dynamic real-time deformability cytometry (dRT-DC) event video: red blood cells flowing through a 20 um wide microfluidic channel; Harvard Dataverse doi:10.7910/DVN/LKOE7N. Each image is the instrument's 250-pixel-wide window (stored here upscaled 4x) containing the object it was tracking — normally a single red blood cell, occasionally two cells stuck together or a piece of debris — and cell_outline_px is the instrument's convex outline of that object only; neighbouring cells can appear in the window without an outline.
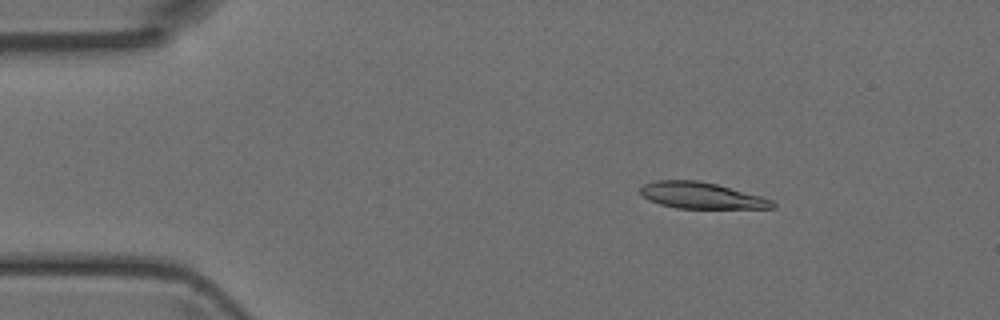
{"species": "Egyptian fruit bat (a non-hibernating species)", "species_latin": "Rousettus aegyptiacus", "temperature_condition": "room temperature", "stored_images_in_passage": 48, "camera_frame_rate_fps": 3000, "um_per_image_px": 0.085, "animal": {"sex": "female"}, "frame": {"image": 1, "passage_image": 7, "time_ms": 2.0, "image_size_px": [1000, 320], "cell_outline_px": [[776, 208], [676, 208], [660, 204], [648, 200], [640, 192], [640, 188], [644, 184], [656, 180], [696, 180], [716, 184], [760, 196], [772, 200], [776, 204]], "centroid_in_image_um": [59.6, 16.62], "position_along_channel_um": 25.4, "area_um2": 20.06}}
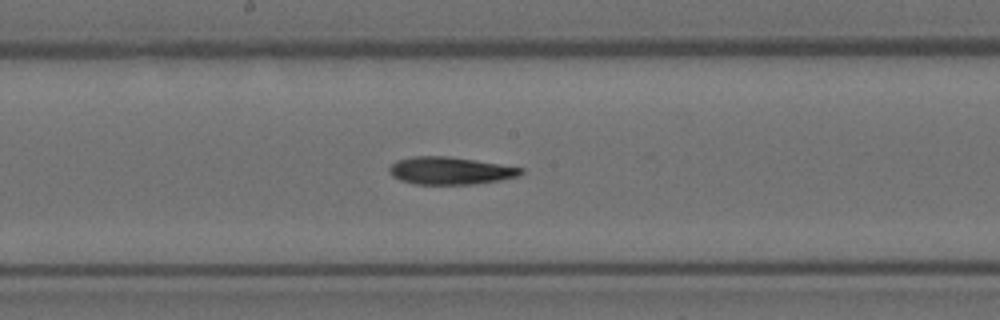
{"frame": {"image": 2, "passage_image": 25, "time_ms": 8.0, "image_size_px": [1000, 320], "cell_outline_px": [[524, 172], [520, 176], [500, 180], [472, 184], [416, 184], [400, 180], [392, 176], [388, 172], [388, 168], [396, 160], [412, 156], [448, 156], [500, 164], [524, 168]], "centroid_in_image_um": [38.26, 14.5], "position_along_channel_um": 209.9, "area_um2": 21.15}}
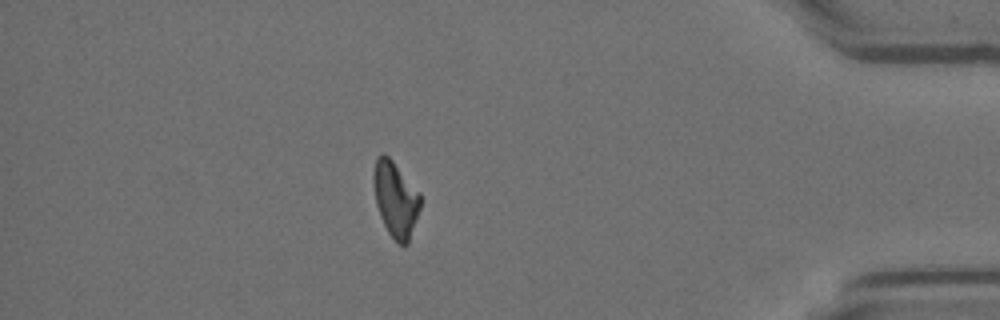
{"frame": {"image": 3, "passage_image": 42, "time_ms": 13.667, "image_size_px": [1000, 320], "cell_outline_px": [[420, 208], [408, 244], [400, 244], [388, 232], [380, 216], [376, 204], [372, 180], [372, 176], [376, 156], [380, 152], [384, 152], [392, 160], [420, 192]], "centroid_in_image_um": [33.6, 16.87], "position_along_channel_um": 401.6, "area_um2": 20.63}}